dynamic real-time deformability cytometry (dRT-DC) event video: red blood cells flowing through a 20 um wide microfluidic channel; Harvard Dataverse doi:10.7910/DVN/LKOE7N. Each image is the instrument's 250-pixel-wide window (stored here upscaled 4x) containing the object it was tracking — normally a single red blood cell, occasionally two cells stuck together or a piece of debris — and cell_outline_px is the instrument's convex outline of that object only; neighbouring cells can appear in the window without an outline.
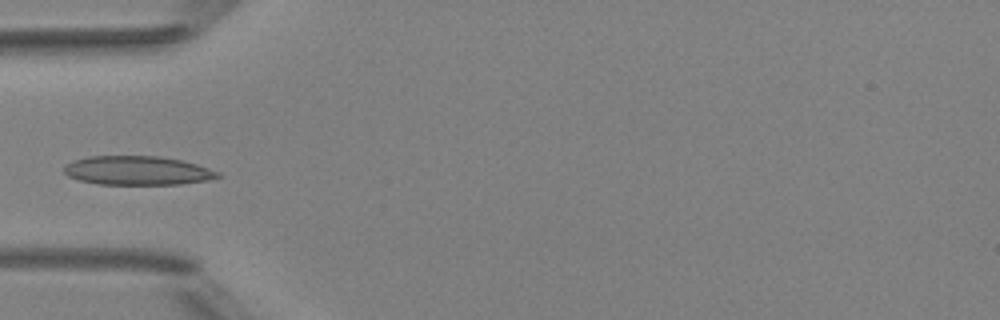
{"species": "Egyptian fruit bat (a non-hibernating species)", "species_latin": "Rousettus aegyptiacus", "temperature_condition": "room temperature", "stored_images_in_passage": 4, "camera_frame_rate_fps": 3000, "um_per_image_px": 0.085, "animal": {"sex": "female"}, "frame": {"image": 1, "passage_image": 4, "time_ms": 3.333, "image_size_px": [1000, 320], "cell_outline_px": [[224, 176], [208, 180], [180, 184], [100, 184], [80, 180], [68, 176], [64, 172], [64, 168], [72, 160], [88, 156], [160, 156], [180, 160], [196, 164], [220, 172]], "centroid_in_image_um": [11.71, 14.49], "position_along_channel_um": 73.3, "area_um2": 25.89}}